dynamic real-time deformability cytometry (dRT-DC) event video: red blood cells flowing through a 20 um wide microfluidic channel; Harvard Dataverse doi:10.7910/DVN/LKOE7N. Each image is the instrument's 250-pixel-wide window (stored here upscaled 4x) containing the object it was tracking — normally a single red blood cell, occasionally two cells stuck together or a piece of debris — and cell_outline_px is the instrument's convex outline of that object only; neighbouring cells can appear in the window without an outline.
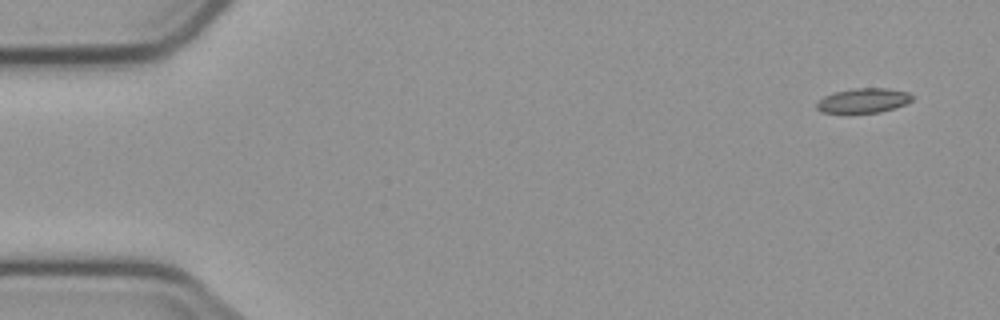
{"species": "common noctule bat (a hibernating species)", "species_latin": "Nyctalus noctula", "temperature_condition": "cold", "stored_images_in_passage": 5, "camera_frame_rate_fps": 3000, "um_per_image_px": 0.085, "animal": {"sex": "male", "body_mass_g": 23.1, "forearm_length_mm": 52.7}, "frame": {"image": 1, "passage_image": 1, "time_ms": 0.0, "image_size_px": [1000, 320], "cell_outline_px": [[916, 96], [912, 100], [904, 104], [880, 112], [820, 112], [816, 108], [816, 104], [824, 96], [836, 92], [856, 88], [884, 88], [908, 92]], "centroid_in_image_um": [73.41, 8.53], "position_along_channel_um": 11.6, "area_um2": 13.41}}